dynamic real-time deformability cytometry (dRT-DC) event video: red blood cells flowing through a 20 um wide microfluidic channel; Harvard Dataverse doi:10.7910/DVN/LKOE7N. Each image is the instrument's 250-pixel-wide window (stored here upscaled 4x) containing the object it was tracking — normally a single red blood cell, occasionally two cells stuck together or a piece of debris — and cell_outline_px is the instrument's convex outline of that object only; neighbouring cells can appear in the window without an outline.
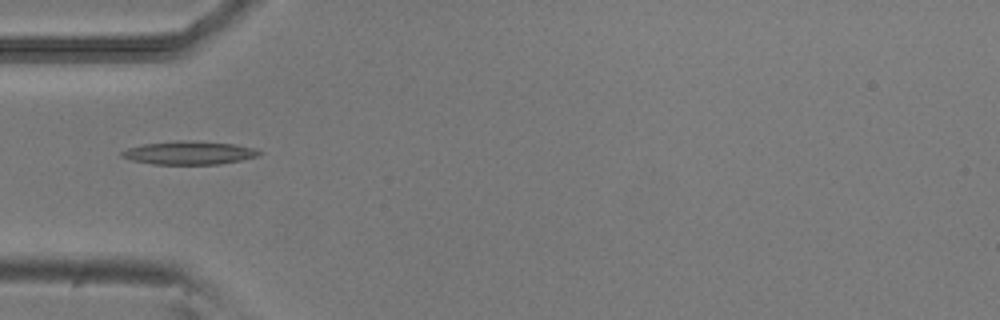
{"species": "common noctule bat (a hibernating species)", "species_latin": "Nyctalus noctula", "temperature_condition": "room temperature", "stored_images_in_passage": 36, "camera_frame_rate_fps": 3000, "um_per_image_px": 0.085, "animal": {"sex": "male", "body_mass_g": 20.5, "forearm_length_mm": 52.5}, "frame": {"image": 1, "passage_image": 1, "time_ms": 0.0, "image_size_px": [1000, 320], "cell_outline_px": [[260, 152], [256, 156], [240, 160], [220, 164], [152, 164], [132, 160], [120, 156], [120, 152], [128, 148], [144, 144], [176, 140], [192, 140], [232, 144], [252, 148]], "centroid_in_image_um": [16.0, 12.98], "position_along_channel_um": 69.0, "area_um2": 18.44}}
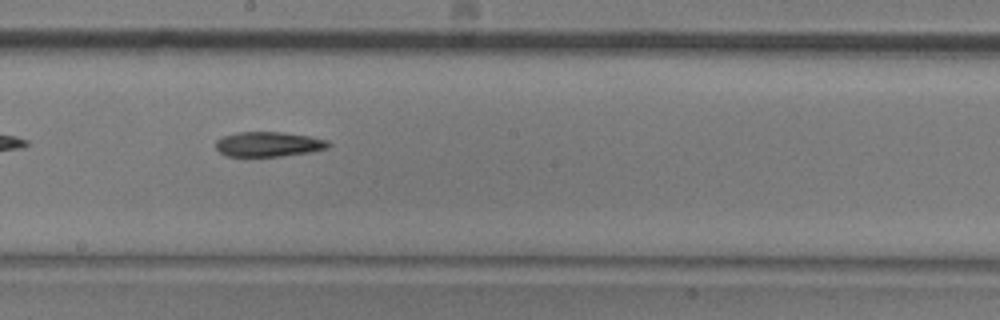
{"frame": {"image": 2, "passage_image": 13, "time_ms": 4.0, "image_size_px": [1000, 320], "cell_outline_px": [[332, 144], [328, 148], [312, 152], [280, 156], [228, 156], [220, 152], [216, 148], [216, 140], [224, 136], [236, 132], [284, 132], [312, 136], [328, 140]], "centroid_in_image_um": [22.88, 12.25], "position_along_channel_um": 225.3, "area_um2": 16.47}}
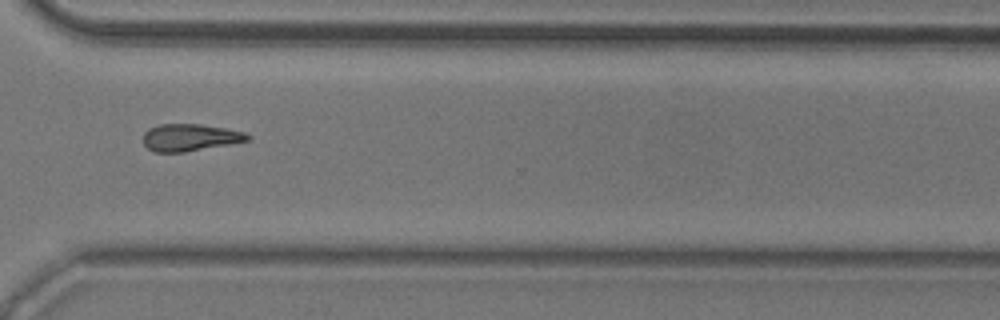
{"frame": {"image": 3, "passage_image": 23, "time_ms": 7.333, "image_size_px": [1000, 320], "cell_outline_px": [[252, 140], [184, 152], [156, 152], [148, 148], [144, 144], [144, 132], [148, 128], [160, 124], [200, 124], [224, 128], [244, 132], [252, 136]], "centroid_in_image_um": [16.17, 11.68], "position_along_channel_um": 354.4, "area_um2": 16.47}}